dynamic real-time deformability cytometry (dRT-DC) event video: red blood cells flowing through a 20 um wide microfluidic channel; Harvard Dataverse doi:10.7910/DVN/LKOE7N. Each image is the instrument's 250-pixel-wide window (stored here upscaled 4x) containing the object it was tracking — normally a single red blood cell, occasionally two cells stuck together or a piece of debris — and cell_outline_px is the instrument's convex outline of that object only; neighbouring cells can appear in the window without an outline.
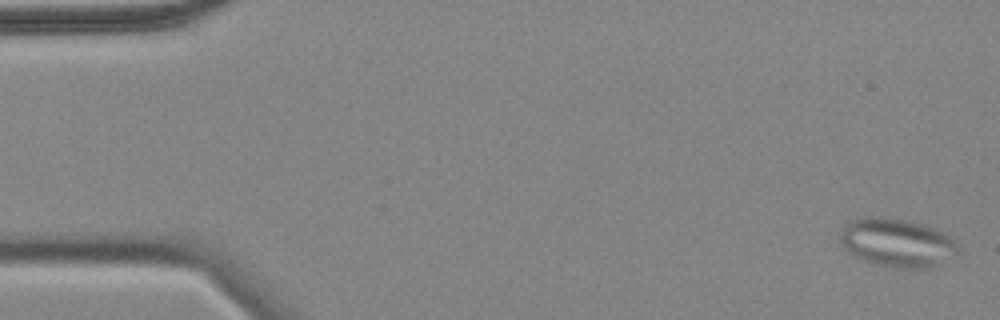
{"species": "common noctule bat (a hibernating species)", "species_latin": "Nyctalus noctula", "temperature_condition": "cold", "stored_images_in_passage": 58, "camera_frame_rate_fps": 3000, "um_per_image_px": 0.085, "animal": {"sex": "female", "body_mass_g": 18.4}, "frame": {"image": 1, "passage_image": 2, "time_ms": 0.333, "image_size_px": [1000, 320], "cell_outline_px": [[960, 256], [936, 268], [892, 268], [872, 264], [848, 252], [840, 240], [840, 232], [852, 220], [868, 216], [880, 216], [904, 220], [920, 224], [932, 228], [956, 240], [960, 252]], "centroid_in_image_um": [76.33, 20.68], "position_along_channel_um": 8.7, "area_um2": 33.76}}
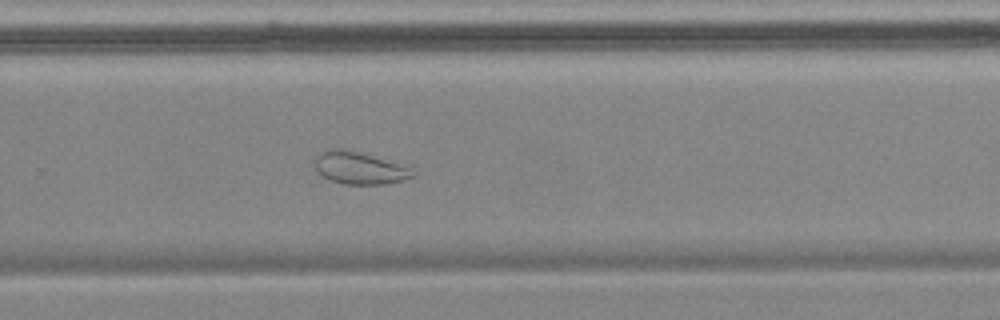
{"frame": {"image": 2, "passage_image": 38, "time_ms": 12.333, "image_size_px": [1000, 320], "cell_outline_px": [[416, 172], [412, 176], [404, 180], [384, 184], [344, 184], [328, 180], [316, 168], [316, 156], [320, 152], [332, 148], [344, 148], [412, 164]], "centroid_in_image_um": [30.69, 14.25], "position_along_channel_um": 299.1, "area_um2": 19.13}}
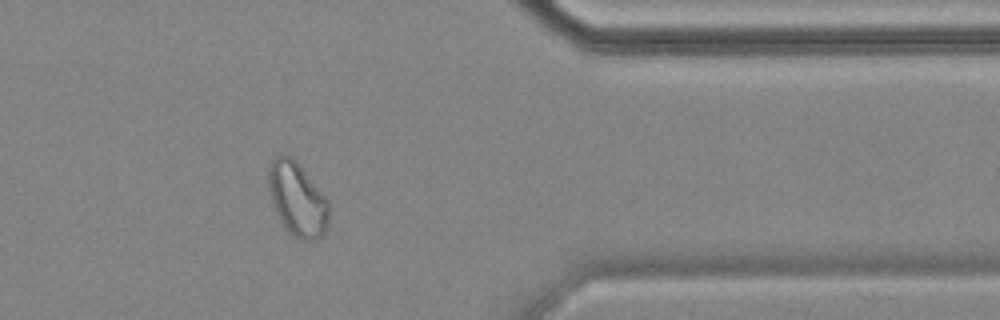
{"frame": {"image": 3, "passage_image": 47, "time_ms": 15.333, "image_size_px": [1000, 320], "cell_outline_px": [[328, 224], [324, 232], [320, 236], [312, 240], [304, 240], [288, 232], [284, 228], [280, 220], [272, 200], [268, 188], [268, 172], [272, 160], [276, 156], [284, 152], [292, 156], [296, 160], [328, 200]], "centroid_in_image_um": [25.26, 16.89], "position_along_channel_um": 386.1, "area_um2": 25.78}, "authors_computed_cell_mechanics": {"area_um2": 25.9811, "velocity_mm_per_s": 3.488, "shape_relaxation_time_tau1_ms": null, "shape_relaxation_time_tau2_ms": 1.4322, "deformation_change_tau1": null, "deformation_change_tau2": 0.0628}}